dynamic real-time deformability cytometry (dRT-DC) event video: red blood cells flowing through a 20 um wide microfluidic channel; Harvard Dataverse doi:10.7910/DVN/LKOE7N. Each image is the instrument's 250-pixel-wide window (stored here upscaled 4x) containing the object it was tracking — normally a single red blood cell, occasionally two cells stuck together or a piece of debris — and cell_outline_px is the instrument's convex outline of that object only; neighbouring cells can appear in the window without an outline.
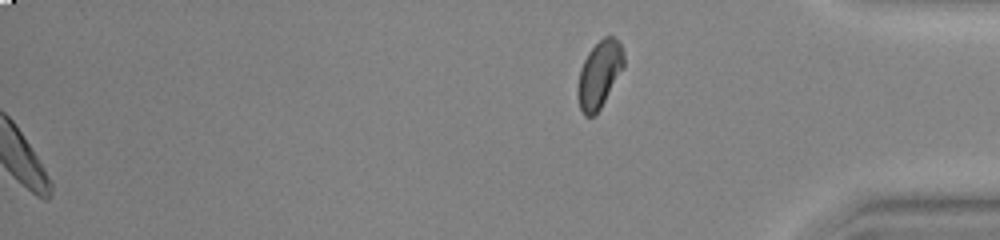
{"species": "common noctule bat (a hibernating species)", "species_latin": "Nyctalus noctula", "temperature_condition": "warm", "stored_images_in_passage": 52, "segment_of_instrument_passage": [2, 2], "camera_frame_rate_fps": 3000, "um_per_image_px": 0.085, "animal": {"sex": "female", "body_mass_g": 23.0, "forearm_length_mm": 53.4}, "frame": {"image": 1, "passage_image": 52, "time_ms": 17.0, "image_size_px": [1000, 240], "cell_outline_px": [[624, 68], [600, 108], [592, 116], [584, 116], [580, 108], [576, 92], [580, 68], [588, 52], [604, 36], [612, 36], [620, 44], [624, 52]], "centroid_in_image_um": [50.94, 6.32], "position_along_channel_um": 384.3, "area_um2": 17.92}}